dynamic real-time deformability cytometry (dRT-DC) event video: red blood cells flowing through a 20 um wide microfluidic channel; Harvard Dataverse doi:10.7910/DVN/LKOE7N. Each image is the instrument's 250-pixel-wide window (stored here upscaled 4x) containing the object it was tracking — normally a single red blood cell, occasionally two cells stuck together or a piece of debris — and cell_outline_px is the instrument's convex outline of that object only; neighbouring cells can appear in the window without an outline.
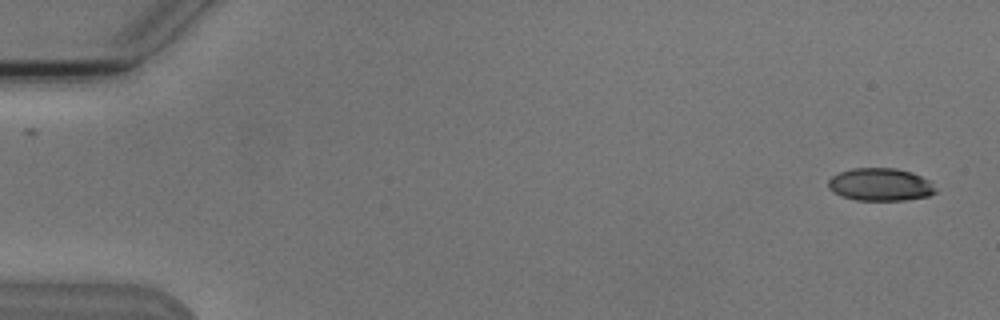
{"species": "Egyptian fruit bat (a non-hibernating species)", "species_latin": "Rousettus aegyptiacus", "temperature_condition": "cold", "stored_images_in_passage": 2, "camera_frame_rate_fps": 3000, "um_per_image_px": 0.085, "animal": {"sex": "male"}, "frame": {"image": 1, "passage_image": 2, "time_ms": 1.333, "image_size_px": [1000, 320], "cell_outline_px": [[936, 192], [928, 196], [904, 200], [856, 200], [840, 196], [832, 192], [828, 188], [828, 180], [832, 176], [840, 172], [852, 168], [896, 168], [912, 172], [928, 180], [936, 188]], "centroid_in_image_um": [74.8, 15.69], "position_along_channel_um": 10.2, "area_um2": 20.52}}